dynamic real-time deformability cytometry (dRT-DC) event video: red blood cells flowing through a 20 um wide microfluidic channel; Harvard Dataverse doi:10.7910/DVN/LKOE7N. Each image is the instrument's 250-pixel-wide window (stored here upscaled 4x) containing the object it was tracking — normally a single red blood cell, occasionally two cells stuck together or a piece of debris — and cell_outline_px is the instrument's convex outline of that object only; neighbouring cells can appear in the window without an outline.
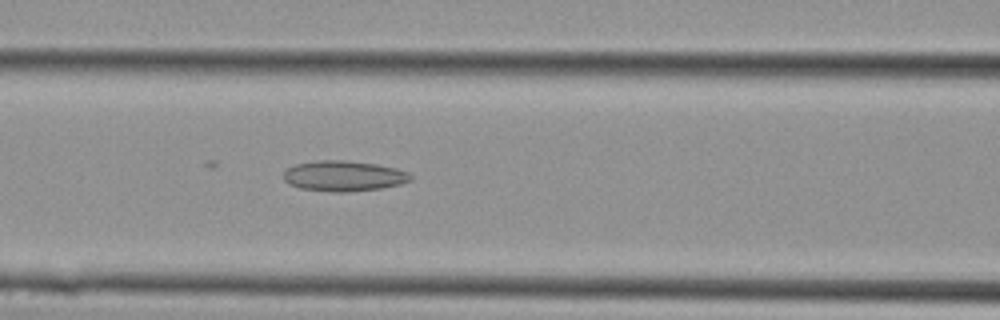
{"species": "Egyptian fruit bat (a non-hibernating species)", "species_latin": "Rousettus aegyptiacus", "temperature_condition": "cold", "stored_images_in_passage": 21, "camera_frame_rate_fps": 3000, "um_per_image_px": 0.085, "animal": {"sex": "female"}, "frame": {"image": 1, "passage_image": 6, "time_ms": 1.667, "image_size_px": [1000, 320], "cell_outline_px": [[412, 180], [400, 184], [380, 188], [344, 192], [300, 188], [288, 184], [284, 180], [284, 172], [288, 168], [296, 164], [320, 160], [344, 160], [376, 164], [396, 168], [408, 172], [412, 176]], "centroid_in_image_um": [29.23, 14.95], "position_along_channel_um": 137.4, "area_um2": 22.31}}
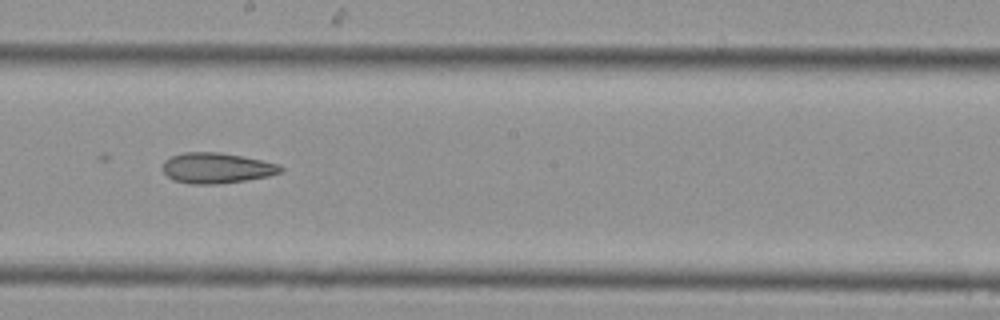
{"frame": {"image": 2, "passage_image": 10, "time_ms": 3.0, "image_size_px": [1000, 320], "cell_outline_px": [[284, 168], [280, 172], [268, 176], [244, 180], [216, 184], [192, 184], [172, 180], [164, 172], [164, 160], [172, 156], [184, 152], [220, 152], [280, 164]], "centroid_in_image_um": [18.4, 14.28], "position_along_channel_um": 229.8, "area_um2": 20.75}}
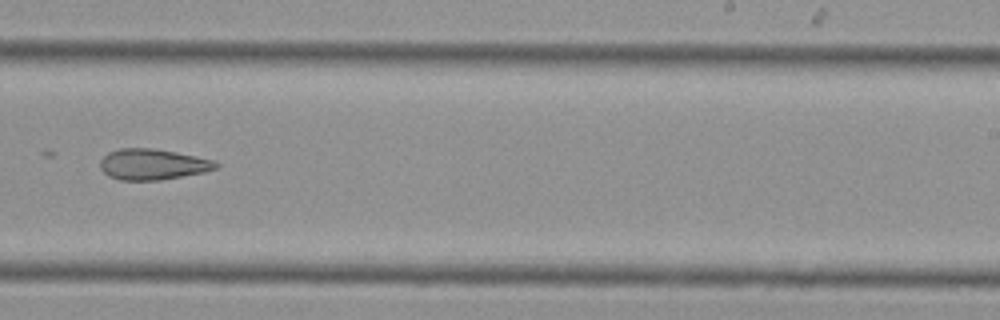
{"frame": {"image": 3, "passage_image": 12, "time_ms": 3.667, "image_size_px": [1000, 320], "cell_outline_px": [[220, 164], [216, 168], [204, 172], [160, 180], [120, 180], [108, 176], [100, 168], [100, 160], [108, 152], [120, 148], [152, 148], [176, 152], [216, 160]], "centroid_in_image_um": [12.98, 13.96], "position_along_channel_um": 276.0, "area_um2": 20.87}}